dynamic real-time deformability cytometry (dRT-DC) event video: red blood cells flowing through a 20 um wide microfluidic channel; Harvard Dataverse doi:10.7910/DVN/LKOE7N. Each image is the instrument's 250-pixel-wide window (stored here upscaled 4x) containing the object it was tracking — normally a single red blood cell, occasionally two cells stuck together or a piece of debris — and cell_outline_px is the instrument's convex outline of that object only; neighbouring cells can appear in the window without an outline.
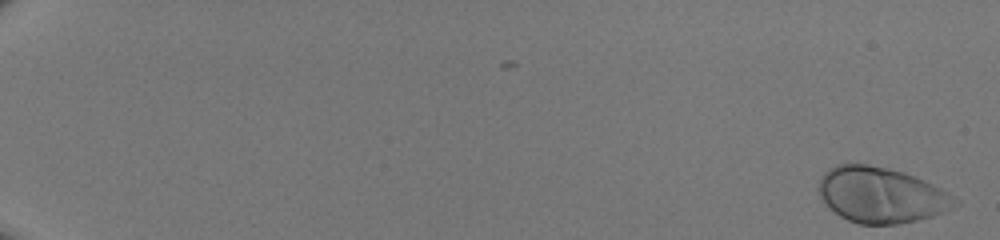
{"species": "human", "species_latin": "Homo sapiens", "temperature_condition": "room temperature", "stored_images_in_passage": 50, "camera_frame_rate_fps": 3000, "um_per_image_px": 0.085, "donor": {"sex": "male"}, "frame": {"image": 1, "passage_image": 1, "time_ms": 0.0, "image_size_px": [1000, 240], "cell_outline_px": [[960, 204], [944, 212], [932, 216], [916, 220], [896, 224], [860, 224], [848, 220], [840, 216], [820, 196], [816, 188], [824, 172], [828, 168], [836, 164], [868, 164], [888, 168], [904, 172], [916, 176], [948, 192], [960, 200]], "centroid_in_image_um": [74.92, 16.56], "position_along_channel_um": 10.1, "area_um2": 44.22}}
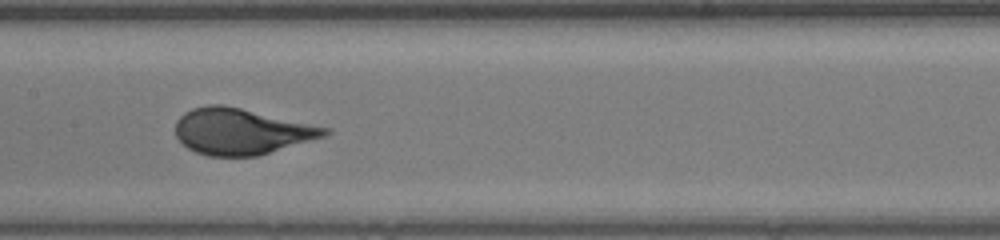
{"frame": {"image": 2, "passage_image": 29, "time_ms": 9.333, "image_size_px": [1000, 240], "cell_outline_px": [[332, 132], [328, 136], [256, 156], [208, 156], [196, 152], [188, 148], [176, 136], [176, 120], [184, 112], [192, 108], [208, 104], [220, 104], [240, 108], [332, 128]], "centroid_in_image_um": [20.54, 11.17], "position_along_channel_um": 186.9, "area_um2": 40.17}}
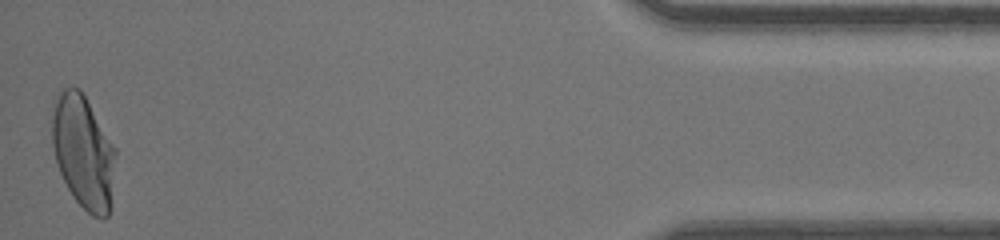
{"frame": {"image": 3, "passage_image": 50, "time_ms": 16.333, "image_size_px": [1000, 240], "cell_outline_px": [[116, 156], [108, 216], [104, 220], [92, 216], [72, 196], [60, 172], [56, 160], [52, 144], [52, 100], [64, 88], [80, 88], [116, 148]], "centroid_in_image_um": [7.07, 12.89], "position_along_channel_um": 428.1, "area_um2": 41.85}}